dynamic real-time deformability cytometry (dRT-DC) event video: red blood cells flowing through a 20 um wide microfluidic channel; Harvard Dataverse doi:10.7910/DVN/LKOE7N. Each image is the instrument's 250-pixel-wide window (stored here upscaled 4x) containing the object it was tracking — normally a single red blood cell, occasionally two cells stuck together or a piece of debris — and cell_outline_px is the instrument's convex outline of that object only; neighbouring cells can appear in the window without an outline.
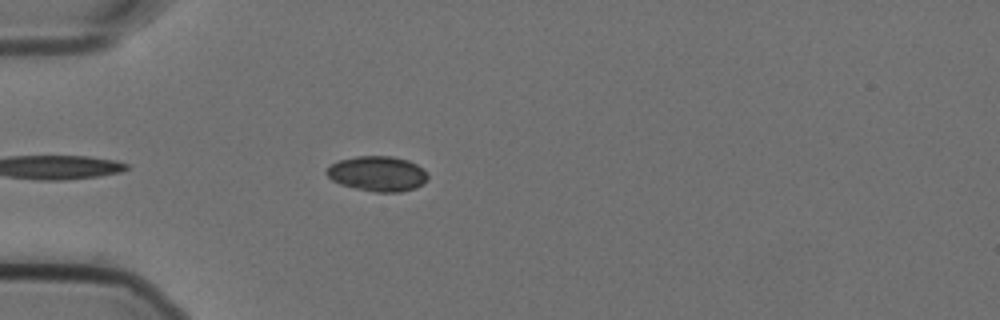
{"species": "Egyptian fruit bat (a non-hibernating species)", "species_latin": "Rousettus aegyptiacus", "temperature_condition": "cold", "stored_images_in_passage": 27, "camera_frame_rate_fps": 3000, "um_per_image_px": 0.085, "animal": {"sex": "female"}, "frame": {"image": 1, "passage_image": 5, "time_ms": 1.333, "image_size_px": [1000, 320], "cell_outline_px": [[428, 180], [424, 184], [416, 188], [400, 192], [376, 192], [356, 188], [340, 184], [332, 180], [324, 172], [332, 164], [340, 160], [356, 156], [392, 156], [408, 160], [416, 164], [428, 176]], "centroid_in_image_um": [32.1, 14.77], "position_along_channel_um": 52.9, "area_um2": 20.63}}